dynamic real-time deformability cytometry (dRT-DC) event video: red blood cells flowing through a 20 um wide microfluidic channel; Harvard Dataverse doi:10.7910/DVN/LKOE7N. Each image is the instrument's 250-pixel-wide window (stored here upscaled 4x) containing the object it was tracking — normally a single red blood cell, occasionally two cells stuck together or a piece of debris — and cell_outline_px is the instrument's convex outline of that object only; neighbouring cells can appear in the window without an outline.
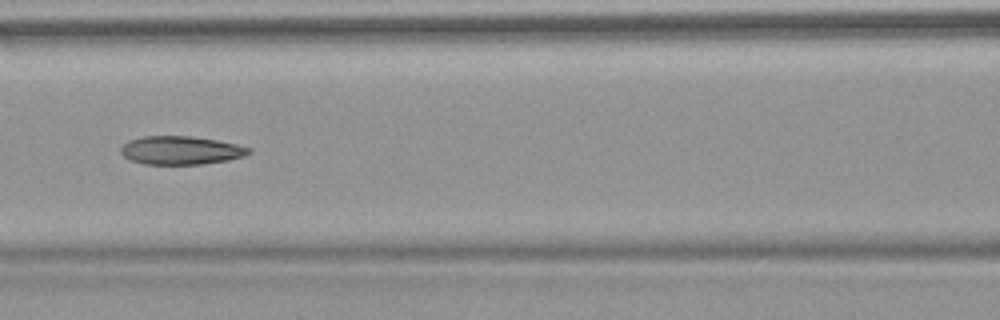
{"species": "common noctule bat (a hibernating species)", "species_latin": "Nyctalus noctula", "temperature_condition": "warm", "stored_images_in_passage": 9, "camera_frame_rate_fps": 3000, "um_per_image_px": 0.085, "animal": {"sex": "female", "body_mass_g": 18.4}, "frame": {"image": 1, "passage_image": 6, "time_ms": 7.0, "image_size_px": [1000, 320], "cell_outline_px": [[252, 152], [244, 156], [228, 160], [200, 164], [144, 164], [128, 160], [120, 152], [120, 148], [128, 140], [144, 136], [192, 136], [216, 140], [236, 144], [252, 148]], "centroid_in_image_um": [15.36, 12.78], "position_along_channel_um": 151.2, "area_um2": 21.27}}